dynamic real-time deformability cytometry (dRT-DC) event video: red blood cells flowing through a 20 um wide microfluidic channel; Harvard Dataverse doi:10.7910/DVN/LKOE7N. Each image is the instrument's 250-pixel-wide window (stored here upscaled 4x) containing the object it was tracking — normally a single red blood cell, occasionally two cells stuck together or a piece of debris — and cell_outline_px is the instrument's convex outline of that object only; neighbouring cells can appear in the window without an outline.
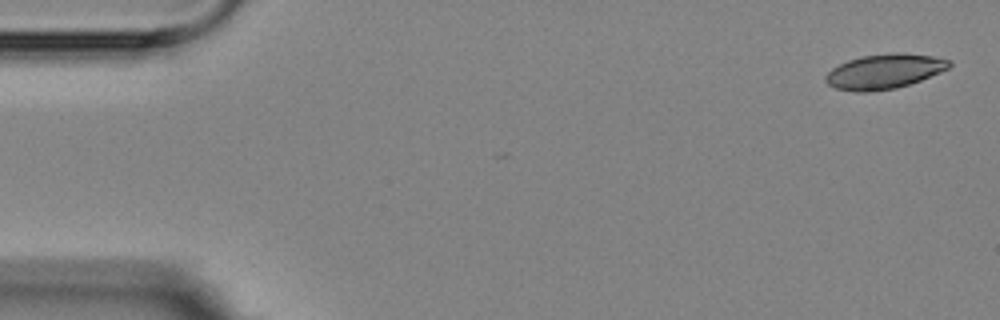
{"species": "Egyptian fruit bat (a non-hibernating species)", "species_latin": "Rousettus aegyptiacus", "temperature_condition": "room temperature", "stored_images_in_passage": 5, "camera_frame_rate_fps": 3000, "um_per_image_px": 0.085, "animal": {"sex": "female"}, "frame": {"image": 1, "passage_image": 1, "time_ms": 0.0, "image_size_px": [1000, 320], "cell_outline_px": [[952, 64], [948, 68], [940, 72], [920, 80], [896, 88], [864, 92], [856, 92], [836, 88], [828, 84], [824, 80], [824, 76], [832, 68], [848, 60], [860, 56], [892, 52], [904, 52], [932, 56], [952, 60]], "centroid_in_image_um": [75.16, 6.05], "position_along_channel_um": 9.8, "area_um2": 25.09}}
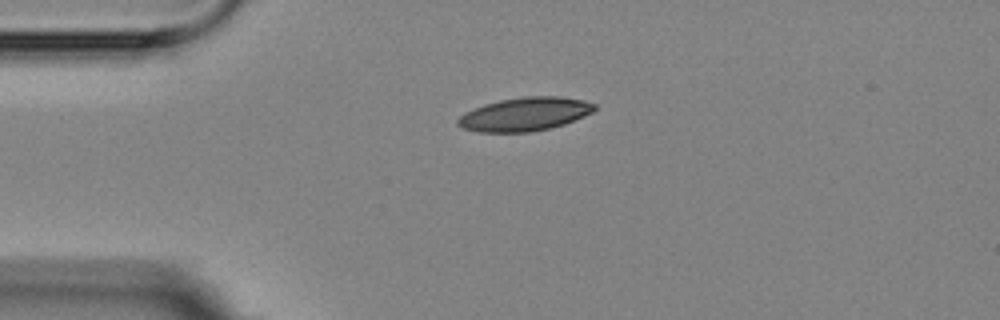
{"frame": {"image": 2, "passage_image": 4, "time_ms": 3.667, "image_size_px": [1000, 320], "cell_outline_px": [[596, 108], [592, 112], [584, 116], [564, 124], [552, 128], [528, 132], [476, 132], [464, 128], [456, 124], [456, 120], [464, 112], [484, 104], [500, 100], [524, 96], [560, 96], [584, 100], [596, 104]], "centroid_in_image_um": [44.6, 9.7], "position_along_channel_um": 40.4, "area_um2": 26.82}}